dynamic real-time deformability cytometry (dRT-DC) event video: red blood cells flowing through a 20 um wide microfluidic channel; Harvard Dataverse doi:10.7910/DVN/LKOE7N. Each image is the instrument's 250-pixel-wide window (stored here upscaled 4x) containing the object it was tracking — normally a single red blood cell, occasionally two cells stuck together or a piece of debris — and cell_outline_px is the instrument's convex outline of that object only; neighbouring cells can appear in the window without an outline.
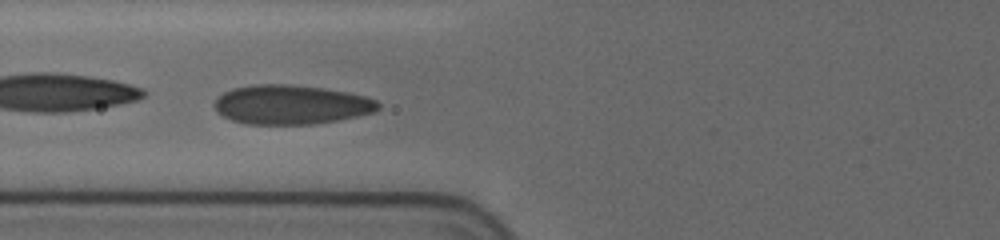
{"species": "human", "species_latin": "Homo sapiens", "temperature_condition": "cold", "stored_images_in_passage": 8, "camera_frame_rate_fps": 3000, "um_per_image_px": 0.085, "donor": {"sex": "female"}, "frame": {"image": 1, "passage_image": 7, "time_ms": 4.333, "image_size_px": [1000, 240], "cell_outline_px": [[380, 108], [372, 112], [356, 116], [336, 120], [312, 124], [244, 124], [232, 120], [216, 112], [212, 104], [224, 92], [232, 88], [252, 84], [288, 84], [324, 88], [348, 92], [364, 96], [376, 100], [380, 104]], "centroid_in_image_um": [24.7, 8.89], "position_along_channel_um": 101.1, "area_um2": 37.51}}